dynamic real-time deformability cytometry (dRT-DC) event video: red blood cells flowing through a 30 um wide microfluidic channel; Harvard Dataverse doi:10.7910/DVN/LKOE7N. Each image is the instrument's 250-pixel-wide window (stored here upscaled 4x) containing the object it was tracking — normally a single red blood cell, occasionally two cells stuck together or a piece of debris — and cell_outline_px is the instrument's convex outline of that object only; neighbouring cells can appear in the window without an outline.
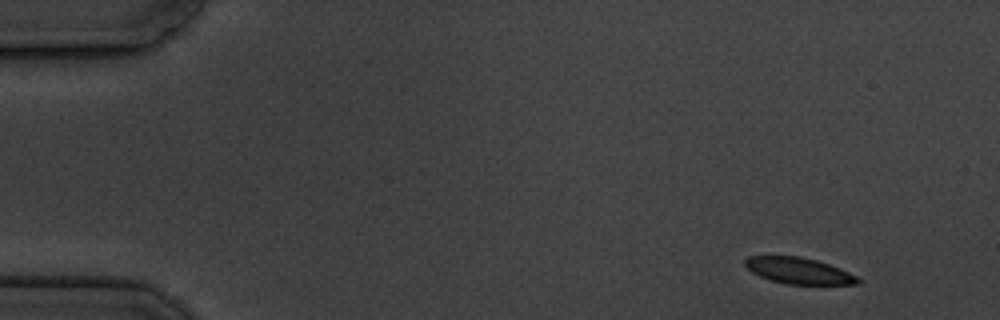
{"species": "common noctule bat (a hibernating species)", "species_latin": "Nyctalus noctula", "temperature_condition": "cold", "stored_images_in_passage": 4, "camera_frame_rate_fps": 3000, "um_per_image_px": 0.085, "animal": {"sex": "male", "body_mass_g": 19.5, "forearm_length_mm": 54.6}, "frame": {"image": 1, "passage_image": 1, "time_ms": 0.0, "image_size_px": [1000, 320], "cell_outline_px": [[864, 280], [860, 284], [784, 284], [760, 276], [752, 272], [744, 264], [744, 260], [748, 256], [800, 256], [816, 260], [828, 264], [848, 272]], "centroid_in_image_um": [67.9, 23.01], "position_along_channel_um": 17.1, "area_um2": 17.17}}
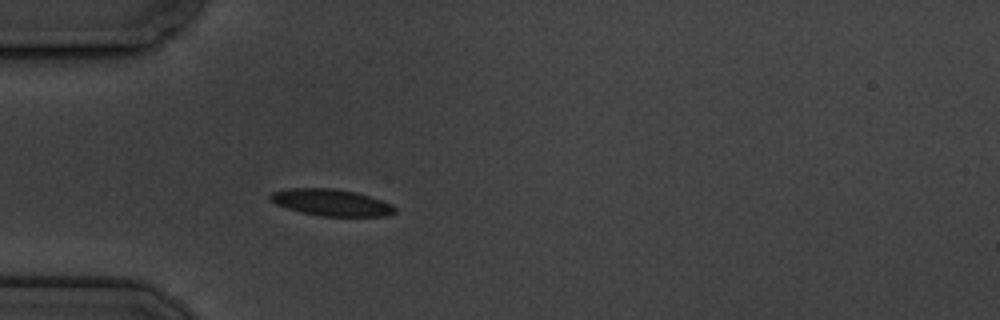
{"frame": {"image": 2, "passage_image": 4, "time_ms": 4.0, "image_size_px": [1000, 320], "cell_outline_px": [[396, 212], [388, 216], [320, 216], [300, 212], [276, 204], [268, 196], [272, 192], [288, 188], [328, 188], [356, 192], [392, 204], [396, 208]], "centroid_in_image_um": [28.16, 17.22], "position_along_channel_um": 56.8, "area_um2": 19.25}}